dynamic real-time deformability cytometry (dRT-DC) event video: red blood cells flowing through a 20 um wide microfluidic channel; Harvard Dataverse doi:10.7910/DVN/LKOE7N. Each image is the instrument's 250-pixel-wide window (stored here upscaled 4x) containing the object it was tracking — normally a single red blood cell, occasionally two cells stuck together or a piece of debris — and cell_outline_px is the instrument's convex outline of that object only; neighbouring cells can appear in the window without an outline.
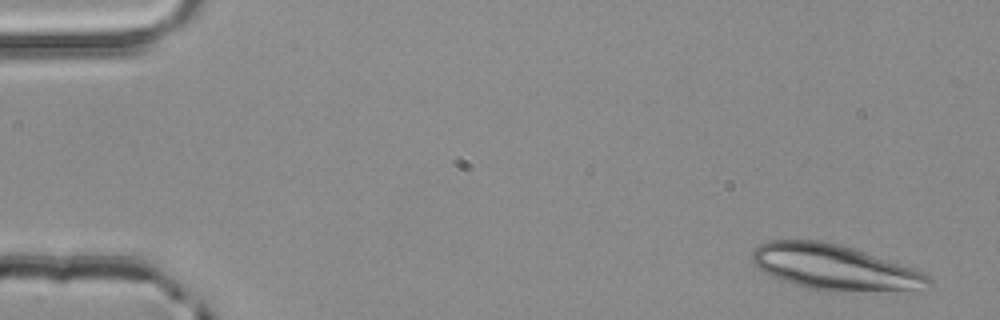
{"species": "common noctule bat (a hibernating species)", "species_latin": "Nyctalus noctula", "temperature_condition": "room temperature", "stored_images_in_passage": 3, "camera_frame_rate_fps": 3000, "um_per_image_px": 0.085, "animal": {"sex": "male", "body_mass_g": 20.4}, "frame": {"image": 1, "passage_image": 1, "time_ms": 0.0, "image_size_px": [1000, 320], "cell_outline_px": [[932, 284], [916, 288], [836, 292], [828, 292], [808, 288], [792, 284], [772, 276], [756, 268], [752, 264], [752, 252], [760, 244], [768, 240], [824, 240], [840, 244], [912, 268], [928, 276], [932, 280]], "centroid_in_image_um": [70.81, 22.71], "position_along_channel_um": 14.2, "area_um2": 46.07}}